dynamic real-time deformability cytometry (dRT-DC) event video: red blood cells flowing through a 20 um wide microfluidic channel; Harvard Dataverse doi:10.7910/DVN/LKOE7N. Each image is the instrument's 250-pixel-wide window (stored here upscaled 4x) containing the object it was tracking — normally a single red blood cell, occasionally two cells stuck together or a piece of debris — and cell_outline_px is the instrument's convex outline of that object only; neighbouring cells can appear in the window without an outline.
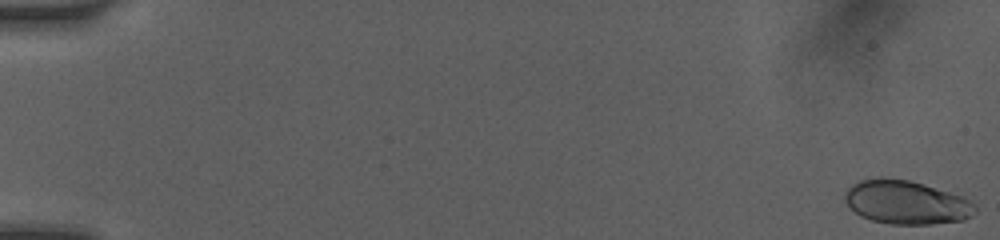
{"species": "human", "species_latin": "Homo sapiens", "temperature_condition": "room temperature", "stored_images_in_passage": 42, "camera_frame_rate_fps": 3000, "um_per_image_px": 0.085, "donor": {"sex": "female"}, "frame": {"image": 1, "passage_image": 1, "time_ms": 0.0, "image_size_px": [1000, 240], "cell_outline_px": [[976, 212], [964, 220], [928, 224], [892, 224], [872, 220], [860, 216], [844, 200], [844, 192], [852, 184], [860, 180], [880, 176], [908, 180], [924, 184], [964, 196], [976, 204]], "centroid_in_image_um": [77.04, 17.18], "position_along_channel_um": 8.0, "area_um2": 33.35}}
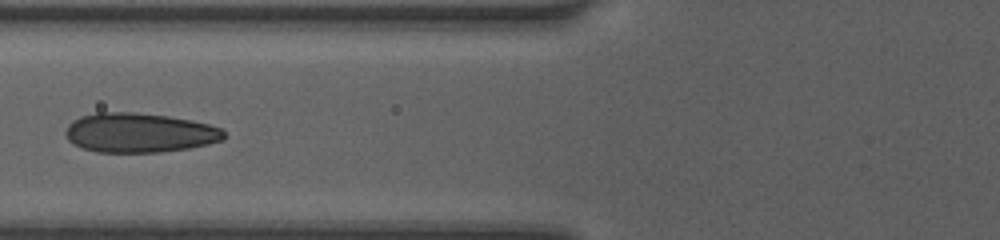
{"frame": {"image": 2, "passage_image": 18, "time_ms": 7.0, "image_size_px": [1000, 240], "cell_outline_px": [[228, 136], [224, 140], [208, 144], [188, 148], [160, 152], [96, 152], [84, 148], [68, 140], [64, 132], [68, 124], [72, 120], [80, 116], [96, 112], [132, 112], [168, 116], [192, 120], [208, 124], [220, 128]], "centroid_in_image_um": [11.85, 11.28], "position_along_channel_um": 113.9, "area_um2": 36.59}}
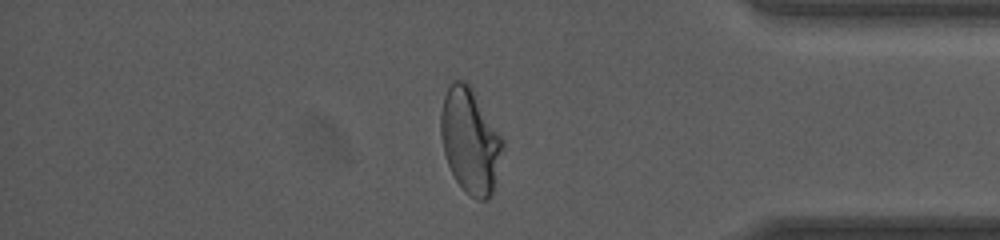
{"frame": {"image": 3, "passage_image": 37, "time_ms": 14.333, "image_size_px": [1000, 240], "cell_outline_px": [[504, 148], [492, 192], [488, 200], [476, 200], [464, 192], [456, 180], [448, 164], [444, 152], [440, 136], [440, 112], [444, 96], [452, 80], [464, 80], [472, 88], [504, 140]], "centroid_in_image_um": [39.96, 11.97], "position_along_channel_um": 395.2, "area_um2": 37.92}, "authors_computed_cell_mechanics": {"area_um2": 35.1713, "velocity_mm_per_s": 4.1142, "shape_relaxation_time_tau1_ms": 6.0553, "shape_relaxation_time_tau2_ms": null, "deformation_change_tau1": 0.2065, "deformation_change_tau2": null}}